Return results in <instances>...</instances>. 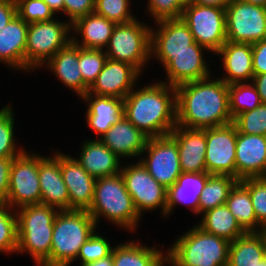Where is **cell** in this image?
<instances>
[{
	"label": "cell",
	"mask_w": 266,
	"mask_h": 266,
	"mask_svg": "<svg viewBox=\"0 0 266 266\" xmlns=\"http://www.w3.org/2000/svg\"><path fill=\"white\" fill-rule=\"evenodd\" d=\"M213 77L176 86L177 125L206 129L233 122L229 109L228 85Z\"/></svg>",
	"instance_id": "6da1fadb"
},
{
	"label": "cell",
	"mask_w": 266,
	"mask_h": 266,
	"mask_svg": "<svg viewBox=\"0 0 266 266\" xmlns=\"http://www.w3.org/2000/svg\"><path fill=\"white\" fill-rule=\"evenodd\" d=\"M154 79L123 99V116L149 138L169 135L177 125L176 88Z\"/></svg>",
	"instance_id": "7a4b0ae2"
},
{
	"label": "cell",
	"mask_w": 266,
	"mask_h": 266,
	"mask_svg": "<svg viewBox=\"0 0 266 266\" xmlns=\"http://www.w3.org/2000/svg\"><path fill=\"white\" fill-rule=\"evenodd\" d=\"M88 213L95 220L97 228L100 221L106 219V223L108 221L117 230H126L127 233L137 232L140 229L139 223L143 220L135 209L121 173L96 179L94 197Z\"/></svg>",
	"instance_id": "3957f363"
},
{
	"label": "cell",
	"mask_w": 266,
	"mask_h": 266,
	"mask_svg": "<svg viewBox=\"0 0 266 266\" xmlns=\"http://www.w3.org/2000/svg\"><path fill=\"white\" fill-rule=\"evenodd\" d=\"M15 211L18 229L16 254H29L35 266H50L53 223L59 210L38 203Z\"/></svg>",
	"instance_id": "277c9868"
},
{
	"label": "cell",
	"mask_w": 266,
	"mask_h": 266,
	"mask_svg": "<svg viewBox=\"0 0 266 266\" xmlns=\"http://www.w3.org/2000/svg\"><path fill=\"white\" fill-rule=\"evenodd\" d=\"M189 229L177 235L166 249L167 266H227L228 240L207 233L196 224Z\"/></svg>",
	"instance_id": "5b68a950"
},
{
	"label": "cell",
	"mask_w": 266,
	"mask_h": 266,
	"mask_svg": "<svg viewBox=\"0 0 266 266\" xmlns=\"http://www.w3.org/2000/svg\"><path fill=\"white\" fill-rule=\"evenodd\" d=\"M96 229L88 211L59 210L53 223L50 266H71Z\"/></svg>",
	"instance_id": "8992f818"
},
{
	"label": "cell",
	"mask_w": 266,
	"mask_h": 266,
	"mask_svg": "<svg viewBox=\"0 0 266 266\" xmlns=\"http://www.w3.org/2000/svg\"><path fill=\"white\" fill-rule=\"evenodd\" d=\"M138 19L116 24L104 51L107 59L131 64L146 74L151 62V24Z\"/></svg>",
	"instance_id": "52a82bcc"
},
{
	"label": "cell",
	"mask_w": 266,
	"mask_h": 266,
	"mask_svg": "<svg viewBox=\"0 0 266 266\" xmlns=\"http://www.w3.org/2000/svg\"><path fill=\"white\" fill-rule=\"evenodd\" d=\"M59 18V19H58ZM55 17L30 23L25 48V74L41 69L60 49L72 41L71 24Z\"/></svg>",
	"instance_id": "ba28073f"
},
{
	"label": "cell",
	"mask_w": 266,
	"mask_h": 266,
	"mask_svg": "<svg viewBox=\"0 0 266 266\" xmlns=\"http://www.w3.org/2000/svg\"><path fill=\"white\" fill-rule=\"evenodd\" d=\"M207 53V54H205ZM211 52L205 47L194 42L192 44V50L183 51L182 53H151V62L156 61L160 63L165 71L164 79L159 81L165 82L170 86H178L180 84L202 80L214 76L213 70H211L207 61ZM207 56V57H205Z\"/></svg>",
	"instance_id": "9c48e42d"
},
{
	"label": "cell",
	"mask_w": 266,
	"mask_h": 266,
	"mask_svg": "<svg viewBox=\"0 0 266 266\" xmlns=\"http://www.w3.org/2000/svg\"><path fill=\"white\" fill-rule=\"evenodd\" d=\"M123 163L120 173L139 216L144 218L146 212L155 213L159 209L160 216L165 218L167 189L148 173L139 160Z\"/></svg>",
	"instance_id": "30bf717a"
},
{
	"label": "cell",
	"mask_w": 266,
	"mask_h": 266,
	"mask_svg": "<svg viewBox=\"0 0 266 266\" xmlns=\"http://www.w3.org/2000/svg\"><path fill=\"white\" fill-rule=\"evenodd\" d=\"M181 18L188 25L194 41L213 56L226 43L224 7L192 4L184 7Z\"/></svg>",
	"instance_id": "8fae6325"
},
{
	"label": "cell",
	"mask_w": 266,
	"mask_h": 266,
	"mask_svg": "<svg viewBox=\"0 0 266 266\" xmlns=\"http://www.w3.org/2000/svg\"><path fill=\"white\" fill-rule=\"evenodd\" d=\"M41 203L39 153L26 150L14 158L9 177L7 205L16 210L25 205Z\"/></svg>",
	"instance_id": "7c38bea8"
},
{
	"label": "cell",
	"mask_w": 266,
	"mask_h": 266,
	"mask_svg": "<svg viewBox=\"0 0 266 266\" xmlns=\"http://www.w3.org/2000/svg\"><path fill=\"white\" fill-rule=\"evenodd\" d=\"M225 14L227 41L252 44L266 39V7L231 0Z\"/></svg>",
	"instance_id": "4fadbf2b"
},
{
	"label": "cell",
	"mask_w": 266,
	"mask_h": 266,
	"mask_svg": "<svg viewBox=\"0 0 266 266\" xmlns=\"http://www.w3.org/2000/svg\"><path fill=\"white\" fill-rule=\"evenodd\" d=\"M139 161L166 189L171 187L182 173L178 145L170 135L148 138Z\"/></svg>",
	"instance_id": "5bb4252c"
},
{
	"label": "cell",
	"mask_w": 266,
	"mask_h": 266,
	"mask_svg": "<svg viewBox=\"0 0 266 266\" xmlns=\"http://www.w3.org/2000/svg\"><path fill=\"white\" fill-rule=\"evenodd\" d=\"M205 135L206 172L236 178V125L232 122L219 127L206 128Z\"/></svg>",
	"instance_id": "9a60e30c"
},
{
	"label": "cell",
	"mask_w": 266,
	"mask_h": 266,
	"mask_svg": "<svg viewBox=\"0 0 266 266\" xmlns=\"http://www.w3.org/2000/svg\"><path fill=\"white\" fill-rule=\"evenodd\" d=\"M141 77L142 73L131 64L107 59L86 94L124 99Z\"/></svg>",
	"instance_id": "2e32d148"
},
{
	"label": "cell",
	"mask_w": 266,
	"mask_h": 266,
	"mask_svg": "<svg viewBox=\"0 0 266 266\" xmlns=\"http://www.w3.org/2000/svg\"><path fill=\"white\" fill-rule=\"evenodd\" d=\"M61 174L69 194V210L88 211L92 205L96 179L74 156L60 150Z\"/></svg>",
	"instance_id": "e0dca14e"
},
{
	"label": "cell",
	"mask_w": 266,
	"mask_h": 266,
	"mask_svg": "<svg viewBox=\"0 0 266 266\" xmlns=\"http://www.w3.org/2000/svg\"><path fill=\"white\" fill-rule=\"evenodd\" d=\"M235 154L236 179L266 176V136L237 130Z\"/></svg>",
	"instance_id": "ac0fdd59"
},
{
	"label": "cell",
	"mask_w": 266,
	"mask_h": 266,
	"mask_svg": "<svg viewBox=\"0 0 266 266\" xmlns=\"http://www.w3.org/2000/svg\"><path fill=\"white\" fill-rule=\"evenodd\" d=\"M51 154L39 153L41 203L58 210H69V194L61 174L60 150L52 152L51 149Z\"/></svg>",
	"instance_id": "d6986e66"
},
{
	"label": "cell",
	"mask_w": 266,
	"mask_h": 266,
	"mask_svg": "<svg viewBox=\"0 0 266 266\" xmlns=\"http://www.w3.org/2000/svg\"><path fill=\"white\" fill-rule=\"evenodd\" d=\"M214 55L212 57L218 56L221 59L219 68L223 69V76L218 77L227 85L252 82L254 71L251 43L226 41Z\"/></svg>",
	"instance_id": "ffe728a7"
},
{
	"label": "cell",
	"mask_w": 266,
	"mask_h": 266,
	"mask_svg": "<svg viewBox=\"0 0 266 266\" xmlns=\"http://www.w3.org/2000/svg\"><path fill=\"white\" fill-rule=\"evenodd\" d=\"M80 99L87 105L84 118L91 133H95V139L102 137L123 117V99L95 94H85Z\"/></svg>",
	"instance_id": "44dd1931"
},
{
	"label": "cell",
	"mask_w": 266,
	"mask_h": 266,
	"mask_svg": "<svg viewBox=\"0 0 266 266\" xmlns=\"http://www.w3.org/2000/svg\"><path fill=\"white\" fill-rule=\"evenodd\" d=\"M148 138L123 116L99 139L120 159L138 161Z\"/></svg>",
	"instance_id": "7402d4cb"
},
{
	"label": "cell",
	"mask_w": 266,
	"mask_h": 266,
	"mask_svg": "<svg viewBox=\"0 0 266 266\" xmlns=\"http://www.w3.org/2000/svg\"><path fill=\"white\" fill-rule=\"evenodd\" d=\"M153 24L151 23V53H182L192 50L195 41L182 18L161 20Z\"/></svg>",
	"instance_id": "603a6c76"
},
{
	"label": "cell",
	"mask_w": 266,
	"mask_h": 266,
	"mask_svg": "<svg viewBox=\"0 0 266 266\" xmlns=\"http://www.w3.org/2000/svg\"><path fill=\"white\" fill-rule=\"evenodd\" d=\"M169 135L178 145L181 171L185 173L206 172L205 129H191L176 125Z\"/></svg>",
	"instance_id": "cb8c5ba5"
},
{
	"label": "cell",
	"mask_w": 266,
	"mask_h": 266,
	"mask_svg": "<svg viewBox=\"0 0 266 266\" xmlns=\"http://www.w3.org/2000/svg\"><path fill=\"white\" fill-rule=\"evenodd\" d=\"M28 27L29 24L16 15L0 30V63L16 73H25Z\"/></svg>",
	"instance_id": "d4e9b609"
},
{
	"label": "cell",
	"mask_w": 266,
	"mask_h": 266,
	"mask_svg": "<svg viewBox=\"0 0 266 266\" xmlns=\"http://www.w3.org/2000/svg\"><path fill=\"white\" fill-rule=\"evenodd\" d=\"M90 138V139H89ZM83 139L75 159L95 179L121 172L123 160L106 147L100 139Z\"/></svg>",
	"instance_id": "484cf974"
},
{
	"label": "cell",
	"mask_w": 266,
	"mask_h": 266,
	"mask_svg": "<svg viewBox=\"0 0 266 266\" xmlns=\"http://www.w3.org/2000/svg\"><path fill=\"white\" fill-rule=\"evenodd\" d=\"M122 242L112 249L113 266H167L164 243L151 247L137 238Z\"/></svg>",
	"instance_id": "4316f807"
},
{
	"label": "cell",
	"mask_w": 266,
	"mask_h": 266,
	"mask_svg": "<svg viewBox=\"0 0 266 266\" xmlns=\"http://www.w3.org/2000/svg\"><path fill=\"white\" fill-rule=\"evenodd\" d=\"M207 172L185 173L182 172L177 181L167 189L166 218L175 210V207L184 205L198 216L199 199L201 192L209 178Z\"/></svg>",
	"instance_id": "83f0119b"
},
{
	"label": "cell",
	"mask_w": 266,
	"mask_h": 266,
	"mask_svg": "<svg viewBox=\"0 0 266 266\" xmlns=\"http://www.w3.org/2000/svg\"><path fill=\"white\" fill-rule=\"evenodd\" d=\"M115 25L104 16L90 13L71 24L72 42L81 48L105 50Z\"/></svg>",
	"instance_id": "f1b7e54d"
},
{
	"label": "cell",
	"mask_w": 266,
	"mask_h": 266,
	"mask_svg": "<svg viewBox=\"0 0 266 266\" xmlns=\"http://www.w3.org/2000/svg\"><path fill=\"white\" fill-rule=\"evenodd\" d=\"M78 65V46L71 41L42 66L41 70L46 68L51 71L50 74H53L61 85L74 92L80 100L84 95V81Z\"/></svg>",
	"instance_id": "f546056e"
},
{
	"label": "cell",
	"mask_w": 266,
	"mask_h": 266,
	"mask_svg": "<svg viewBox=\"0 0 266 266\" xmlns=\"http://www.w3.org/2000/svg\"><path fill=\"white\" fill-rule=\"evenodd\" d=\"M197 226L203 231L222 237L229 242L244 235L246 231L238 223L226 204L210 209L200 216Z\"/></svg>",
	"instance_id": "4dcf8cb0"
},
{
	"label": "cell",
	"mask_w": 266,
	"mask_h": 266,
	"mask_svg": "<svg viewBox=\"0 0 266 266\" xmlns=\"http://www.w3.org/2000/svg\"><path fill=\"white\" fill-rule=\"evenodd\" d=\"M265 259V249L258 232H246L230 242L227 266H258Z\"/></svg>",
	"instance_id": "1f68e13d"
},
{
	"label": "cell",
	"mask_w": 266,
	"mask_h": 266,
	"mask_svg": "<svg viewBox=\"0 0 266 266\" xmlns=\"http://www.w3.org/2000/svg\"><path fill=\"white\" fill-rule=\"evenodd\" d=\"M225 204L246 232L262 228L256 220L249 190L240 181L231 189Z\"/></svg>",
	"instance_id": "d6a6232c"
},
{
	"label": "cell",
	"mask_w": 266,
	"mask_h": 266,
	"mask_svg": "<svg viewBox=\"0 0 266 266\" xmlns=\"http://www.w3.org/2000/svg\"><path fill=\"white\" fill-rule=\"evenodd\" d=\"M238 181L229 175L210 174L201 192L197 218L210 209L224 205L231 189Z\"/></svg>",
	"instance_id": "836d02e7"
},
{
	"label": "cell",
	"mask_w": 266,
	"mask_h": 266,
	"mask_svg": "<svg viewBox=\"0 0 266 266\" xmlns=\"http://www.w3.org/2000/svg\"><path fill=\"white\" fill-rule=\"evenodd\" d=\"M7 104L0 108V158H16L27 149L17 144L14 108Z\"/></svg>",
	"instance_id": "e575fe53"
},
{
	"label": "cell",
	"mask_w": 266,
	"mask_h": 266,
	"mask_svg": "<svg viewBox=\"0 0 266 266\" xmlns=\"http://www.w3.org/2000/svg\"><path fill=\"white\" fill-rule=\"evenodd\" d=\"M229 109L232 120L239 114L251 111L262 104L261 98L252 82L228 85Z\"/></svg>",
	"instance_id": "d590c367"
},
{
	"label": "cell",
	"mask_w": 266,
	"mask_h": 266,
	"mask_svg": "<svg viewBox=\"0 0 266 266\" xmlns=\"http://www.w3.org/2000/svg\"><path fill=\"white\" fill-rule=\"evenodd\" d=\"M106 60L107 55L104 50L87 49L78 46V66L84 81V95L102 71Z\"/></svg>",
	"instance_id": "8d00e7d4"
},
{
	"label": "cell",
	"mask_w": 266,
	"mask_h": 266,
	"mask_svg": "<svg viewBox=\"0 0 266 266\" xmlns=\"http://www.w3.org/2000/svg\"><path fill=\"white\" fill-rule=\"evenodd\" d=\"M18 246L17 214L7 204L0 205V254L12 255Z\"/></svg>",
	"instance_id": "74e56055"
},
{
	"label": "cell",
	"mask_w": 266,
	"mask_h": 266,
	"mask_svg": "<svg viewBox=\"0 0 266 266\" xmlns=\"http://www.w3.org/2000/svg\"><path fill=\"white\" fill-rule=\"evenodd\" d=\"M132 0H95L94 12L115 24H124L137 18L132 11Z\"/></svg>",
	"instance_id": "f35d334b"
},
{
	"label": "cell",
	"mask_w": 266,
	"mask_h": 266,
	"mask_svg": "<svg viewBox=\"0 0 266 266\" xmlns=\"http://www.w3.org/2000/svg\"><path fill=\"white\" fill-rule=\"evenodd\" d=\"M98 229L99 228H97L81 246L77 258L74 261L76 263L78 260L80 262L78 264L79 266L107 257L112 253V249L115 245L104 237L102 233L100 234Z\"/></svg>",
	"instance_id": "ab89813d"
},
{
	"label": "cell",
	"mask_w": 266,
	"mask_h": 266,
	"mask_svg": "<svg viewBox=\"0 0 266 266\" xmlns=\"http://www.w3.org/2000/svg\"><path fill=\"white\" fill-rule=\"evenodd\" d=\"M233 123L240 133L266 136V103L239 114Z\"/></svg>",
	"instance_id": "60d3db41"
},
{
	"label": "cell",
	"mask_w": 266,
	"mask_h": 266,
	"mask_svg": "<svg viewBox=\"0 0 266 266\" xmlns=\"http://www.w3.org/2000/svg\"><path fill=\"white\" fill-rule=\"evenodd\" d=\"M240 182L249 190L257 222L266 226V178H246Z\"/></svg>",
	"instance_id": "b9f144b4"
},
{
	"label": "cell",
	"mask_w": 266,
	"mask_h": 266,
	"mask_svg": "<svg viewBox=\"0 0 266 266\" xmlns=\"http://www.w3.org/2000/svg\"><path fill=\"white\" fill-rule=\"evenodd\" d=\"M17 15L26 23L50 21L57 17L43 0H15Z\"/></svg>",
	"instance_id": "7bdbcfd3"
},
{
	"label": "cell",
	"mask_w": 266,
	"mask_h": 266,
	"mask_svg": "<svg viewBox=\"0 0 266 266\" xmlns=\"http://www.w3.org/2000/svg\"><path fill=\"white\" fill-rule=\"evenodd\" d=\"M145 13L154 22L166 19H179L184 7L178 0H146Z\"/></svg>",
	"instance_id": "ee69618b"
},
{
	"label": "cell",
	"mask_w": 266,
	"mask_h": 266,
	"mask_svg": "<svg viewBox=\"0 0 266 266\" xmlns=\"http://www.w3.org/2000/svg\"><path fill=\"white\" fill-rule=\"evenodd\" d=\"M95 0H64V15L73 24L77 19L93 13Z\"/></svg>",
	"instance_id": "f6af8a7d"
},
{
	"label": "cell",
	"mask_w": 266,
	"mask_h": 266,
	"mask_svg": "<svg viewBox=\"0 0 266 266\" xmlns=\"http://www.w3.org/2000/svg\"><path fill=\"white\" fill-rule=\"evenodd\" d=\"M252 65L254 75L266 73V39L252 43Z\"/></svg>",
	"instance_id": "bcb514c9"
},
{
	"label": "cell",
	"mask_w": 266,
	"mask_h": 266,
	"mask_svg": "<svg viewBox=\"0 0 266 266\" xmlns=\"http://www.w3.org/2000/svg\"><path fill=\"white\" fill-rule=\"evenodd\" d=\"M14 158H0V205L7 204L10 168Z\"/></svg>",
	"instance_id": "7dc6e473"
},
{
	"label": "cell",
	"mask_w": 266,
	"mask_h": 266,
	"mask_svg": "<svg viewBox=\"0 0 266 266\" xmlns=\"http://www.w3.org/2000/svg\"><path fill=\"white\" fill-rule=\"evenodd\" d=\"M17 15L15 0H0V30Z\"/></svg>",
	"instance_id": "c3c4849f"
},
{
	"label": "cell",
	"mask_w": 266,
	"mask_h": 266,
	"mask_svg": "<svg viewBox=\"0 0 266 266\" xmlns=\"http://www.w3.org/2000/svg\"><path fill=\"white\" fill-rule=\"evenodd\" d=\"M252 83L258 91L262 103H266V73L254 75Z\"/></svg>",
	"instance_id": "681fc988"
},
{
	"label": "cell",
	"mask_w": 266,
	"mask_h": 266,
	"mask_svg": "<svg viewBox=\"0 0 266 266\" xmlns=\"http://www.w3.org/2000/svg\"><path fill=\"white\" fill-rule=\"evenodd\" d=\"M56 16L64 14V0H43Z\"/></svg>",
	"instance_id": "f907efd6"
},
{
	"label": "cell",
	"mask_w": 266,
	"mask_h": 266,
	"mask_svg": "<svg viewBox=\"0 0 266 266\" xmlns=\"http://www.w3.org/2000/svg\"><path fill=\"white\" fill-rule=\"evenodd\" d=\"M230 1L231 0H194L193 4L226 8Z\"/></svg>",
	"instance_id": "816d5d0a"
},
{
	"label": "cell",
	"mask_w": 266,
	"mask_h": 266,
	"mask_svg": "<svg viewBox=\"0 0 266 266\" xmlns=\"http://www.w3.org/2000/svg\"><path fill=\"white\" fill-rule=\"evenodd\" d=\"M82 266H113L112 253L110 255H108L107 257L86 263Z\"/></svg>",
	"instance_id": "f5cc1de1"
},
{
	"label": "cell",
	"mask_w": 266,
	"mask_h": 266,
	"mask_svg": "<svg viewBox=\"0 0 266 266\" xmlns=\"http://www.w3.org/2000/svg\"><path fill=\"white\" fill-rule=\"evenodd\" d=\"M258 233L260 234L263 244H264V249H265V258H266V226H263Z\"/></svg>",
	"instance_id": "db71d44e"
},
{
	"label": "cell",
	"mask_w": 266,
	"mask_h": 266,
	"mask_svg": "<svg viewBox=\"0 0 266 266\" xmlns=\"http://www.w3.org/2000/svg\"><path fill=\"white\" fill-rule=\"evenodd\" d=\"M241 1L266 7V0H241Z\"/></svg>",
	"instance_id": "11a10c76"
},
{
	"label": "cell",
	"mask_w": 266,
	"mask_h": 266,
	"mask_svg": "<svg viewBox=\"0 0 266 266\" xmlns=\"http://www.w3.org/2000/svg\"><path fill=\"white\" fill-rule=\"evenodd\" d=\"M178 2L183 6H189L192 5L194 3V0H178Z\"/></svg>",
	"instance_id": "9f6ffc18"
},
{
	"label": "cell",
	"mask_w": 266,
	"mask_h": 266,
	"mask_svg": "<svg viewBox=\"0 0 266 266\" xmlns=\"http://www.w3.org/2000/svg\"><path fill=\"white\" fill-rule=\"evenodd\" d=\"M258 266H266V258L259 262Z\"/></svg>",
	"instance_id": "6f0895ef"
}]
</instances>
